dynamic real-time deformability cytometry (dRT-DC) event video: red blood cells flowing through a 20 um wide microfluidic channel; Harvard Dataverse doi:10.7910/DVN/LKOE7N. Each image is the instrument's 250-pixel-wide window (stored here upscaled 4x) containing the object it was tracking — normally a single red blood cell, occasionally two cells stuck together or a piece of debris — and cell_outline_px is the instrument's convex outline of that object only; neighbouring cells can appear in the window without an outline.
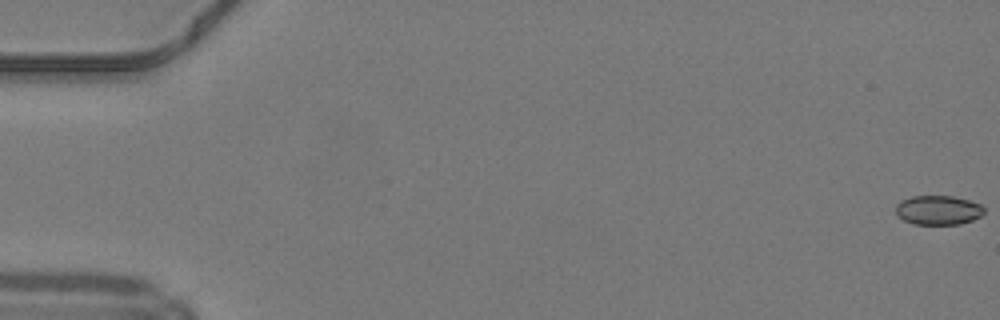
{"species": "common noctule bat (a hibernating species)", "species_latin": "Nyctalus noctula", "temperature_condition": "warm", "stored_images_in_passage": 50, "camera_frame_rate_fps": 3000, "um_per_image_px": 0.085, "animal": {"sex": "male", "body_mass_g": 19.2, "forearm_length_mm": 51.8}, "frame": {"image": 1, "passage_image": 1, "time_ms": 0.0, "image_size_px": [1000, 320], "cell_outline_px": [[984, 212], [980, 216], [972, 220], [960, 224], [912, 224], [896, 216], [896, 204], [900, 200], [912, 196], [952, 196], [968, 200], [980, 204], [984, 208]], "centroid_in_image_um": [79.71, 17.86], "position_along_channel_um": 5.3, "area_um2": 15.14}}
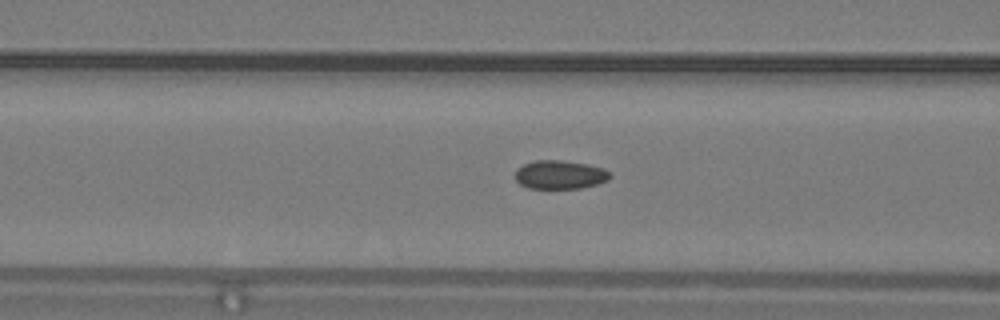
{"frame": {"image": 2, "passage_image": 21, "time_ms": 6.667, "image_size_px": [1000, 320], "cell_outline_px": [[612, 176], [608, 180], [596, 184], [580, 188], [528, 188], [520, 184], [516, 180], [516, 168], [532, 160], [560, 160], [588, 164], [604, 168]], "centroid_in_image_um": [47.58, 14.84], "position_along_channel_um": 119.0, "area_um2": 15.84}}
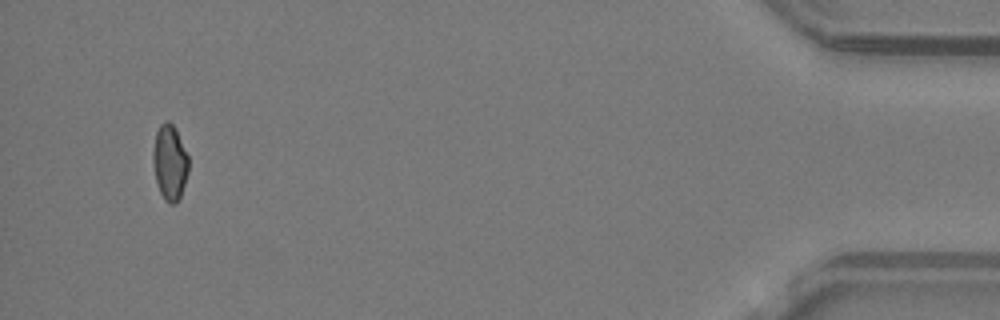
{"frame": {"image": 3, "passage_image": 48, "time_ms": 15.667, "image_size_px": [1000, 320], "cell_outline_px": [[188, 172], [180, 196], [176, 204], [168, 204], [164, 200], [156, 184], [152, 160], [152, 152], [156, 132], [160, 124], [164, 120], [168, 120], [176, 128], [188, 156]], "centroid_in_image_um": [14.41, 13.8], "position_along_channel_um": 420.8, "area_um2": 15.84}, "authors_computed_cell_mechanics": {"area_um2": 15.9528, "velocity_mm_per_s": 4.226, "shape_relaxation_time_tau1_ms": null, "shape_relaxation_time_tau2_ms": 1.4321, "deformation_change_tau1": null, "deformation_change_tau2": 0.0553}}